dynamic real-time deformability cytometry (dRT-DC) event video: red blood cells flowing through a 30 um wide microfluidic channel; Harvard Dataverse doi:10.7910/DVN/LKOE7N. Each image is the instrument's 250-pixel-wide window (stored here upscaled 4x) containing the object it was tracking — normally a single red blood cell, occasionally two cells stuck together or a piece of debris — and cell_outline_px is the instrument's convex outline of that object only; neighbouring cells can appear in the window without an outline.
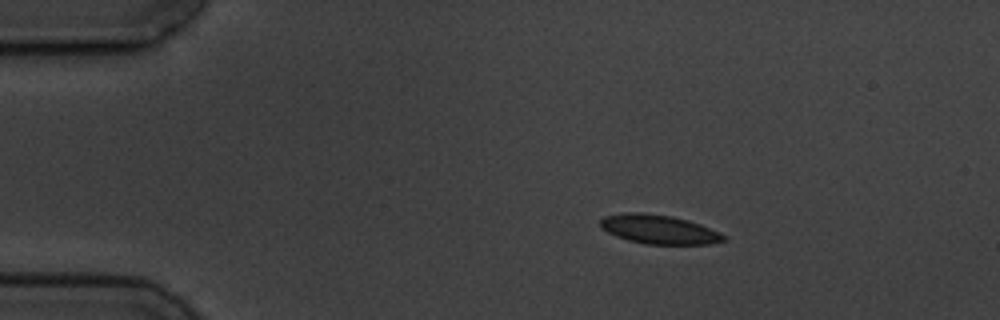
{"species": "common noctule bat (a hibernating species)", "species_latin": "Nyctalus noctula", "temperature_condition": "cold", "stored_images_in_passage": 3, "camera_frame_rate_fps": 3000, "um_per_image_px": 0.085, "animal": {"sex": "male", "body_mass_g": 19.5, "forearm_length_mm": 54.6}, "frame": {"image": 1, "passage_image": 1, "time_ms": 0.0, "image_size_px": [1000, 320], "cell_outline_px": [[728, 240], [708, 244], [644, 244], [628, 240], [616, 236], [600, 228], [600, 220], [604, 216], [624, 212], [644, 212], [672, 216], [688, 220], [700, 224], [720, 232], [728, 236]], "centroid_in_image_um": [56.02, 19.49], "position_along_channel_um": 29.0, "area_um2": 21.15}}